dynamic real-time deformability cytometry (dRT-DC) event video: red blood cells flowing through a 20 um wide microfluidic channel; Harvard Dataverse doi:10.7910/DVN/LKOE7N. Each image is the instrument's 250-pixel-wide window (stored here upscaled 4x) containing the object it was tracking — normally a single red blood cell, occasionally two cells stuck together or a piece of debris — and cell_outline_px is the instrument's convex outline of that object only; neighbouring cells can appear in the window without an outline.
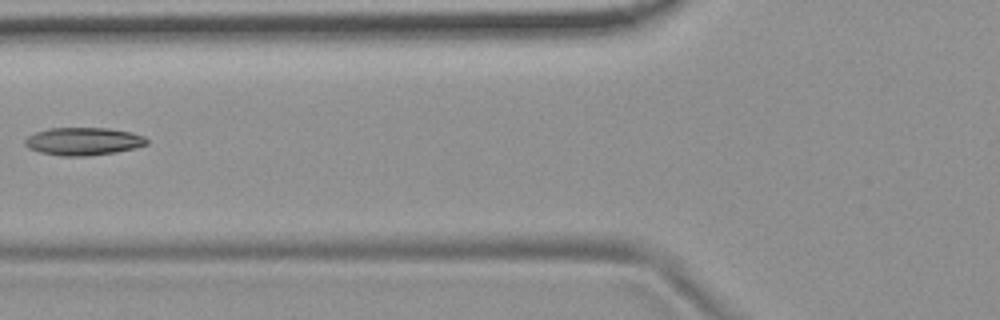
{"species": "common noctule bat (a hibernating species)", "species_latin": "Nyctalus noctula", "temperature_condition": "room temperature", "stored_images_in_passage": 7, "camera_frame_rate_fps": 3000, "um_per_image_px": 0.085, "animal": {"sex": "female", "body_mass_g": 19.9}, "frame": {"image": 1, "passage_image": 7, "time_ms": 2.0, "image_size_px": [1000, 320], "cell_outline_px": [[148, 144], [136, 148], [116, 152], [88, 156], [60, 156], [40, 152], [28, 148], [24, 144], [24, 140], [28, 136], [36, 132], [48, 128], [108, 128], [132, 132], [144, 136], [148, 140]], "centroid_in_image_um": [7.09, 12.01], "position_along_channel_um": 118.7, "area_um2": 19.88}}